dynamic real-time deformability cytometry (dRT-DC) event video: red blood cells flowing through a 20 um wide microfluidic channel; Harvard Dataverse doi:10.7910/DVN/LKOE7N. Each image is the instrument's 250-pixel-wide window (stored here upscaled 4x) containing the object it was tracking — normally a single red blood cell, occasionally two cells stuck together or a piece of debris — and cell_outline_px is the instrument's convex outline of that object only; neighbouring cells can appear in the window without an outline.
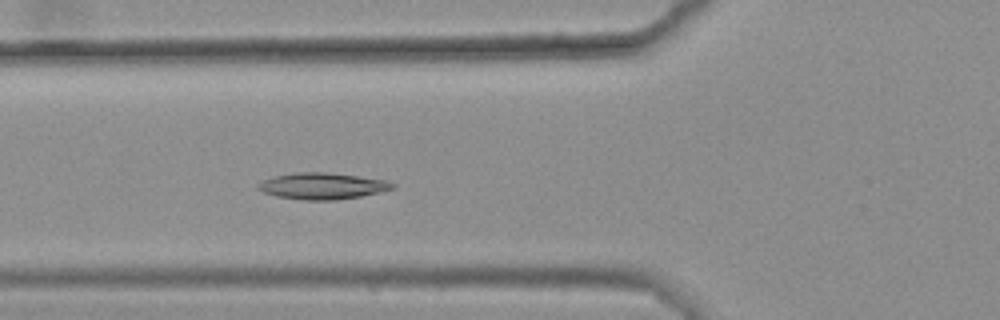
{"species": "common noctule bat (a hibernating species)", "species_latin": "Nyctalus noctula", "temperature_condition": "warm", "stored_images_in_passage": 3, "camera_frame_rate_fps": 3000, "um_per_image_px": 0.085, "animal": {"sex": "female", "body_mass_g": 25.1}, "frame": {"image": 1, "passage_image": 3, "time_ms": 0.667, "image_size_px": [1000, 320], "cell_outline_px": [[396, 188], [360, 196], [336, 200], [304, 200], [276, 196], [264, 192], [256, 188], [256, 184], [272, 176], [296, 172], [328, 172], [384, 180], [396, 184]], "centroid_in_image_um": [27.36, 15.81], "position_along_channel_um": 98.4, "area_um2": 20.63}}